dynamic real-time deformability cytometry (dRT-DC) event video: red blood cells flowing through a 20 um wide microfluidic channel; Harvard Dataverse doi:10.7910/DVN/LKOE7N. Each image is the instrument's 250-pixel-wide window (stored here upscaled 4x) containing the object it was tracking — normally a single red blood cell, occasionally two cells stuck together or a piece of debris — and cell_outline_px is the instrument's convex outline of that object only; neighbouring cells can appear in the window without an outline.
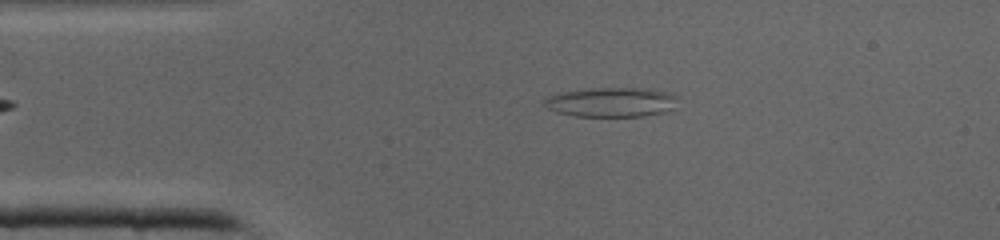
{"species": "common noctule bat (a hibernating species)", "species_latin": "Nyctalus noctula", "temperature_condition": "cold", "stored_images_in_passage": 34, "camera_frame_rate_fps": 3000, "um_per_image_px": 0.085, "animal": {"sex": "male", "body_mass_g": 19.0, "forearm_length_mm": 50.8}, "frame": {"image": 1, "passage_image": 1, "time_ms": 0.0, "image_size_px": [1000, 240], "cell_outline_px": [[680, 96], [676, 108], [664, 112], [644, 116], [576, 116], [556, 112], [548, 108], [544, 104], [544, 100], [548, 96], [560, 92], [592, 88], [636, 88], [664, 92]], "centroid_in_image_um": [51.99, 8.69], "position_along_channel_um": 33.0, "area_um2": 23.0}}
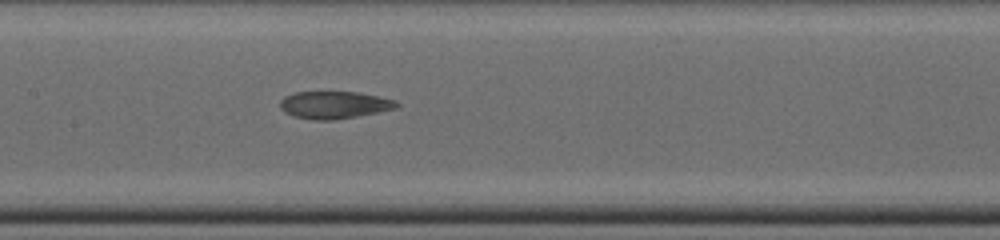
{"frame": {"image": 2, "passage_image": 12, "time_ms": 3.667, "image_size_px": [1000, 240], "cell_outline_px": [[400, 104], [396, 108], [356, 116], [332, 120], [316, 120], [296, 116], [284, 112], [280, 108], [280, 100], [284, 96], [296, 92], [356, 92], [396, 100]], "centroid_in_image_um": [28.39, 8.91], "position_along_channel_um": 179.0, "area_um2": 18.32}}
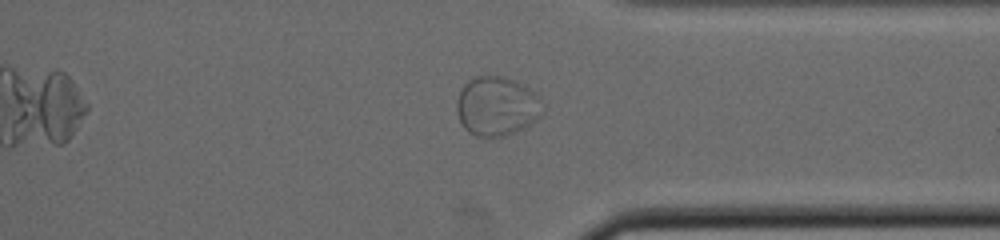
{"frame": {"image": 3, "passage_image": 24, "time_ms": 7.667, "image_size_px": [1000, 240], "cell_outline_px": [[544, 104], [540, 116], [536, 120], [524, 128], [504, 136], [476, 136], [468, 132], [464, 128], [460, 120], [456, 108], [456, 104], [460, 92], [464, 84], [468, 80], [476, 76], [504, 76], [532, 88], [540, 96]], "centroid_in_image_um": [42.26, 9.01], "position_along_channel_um": 369.1, "area_um2": 29.88}}